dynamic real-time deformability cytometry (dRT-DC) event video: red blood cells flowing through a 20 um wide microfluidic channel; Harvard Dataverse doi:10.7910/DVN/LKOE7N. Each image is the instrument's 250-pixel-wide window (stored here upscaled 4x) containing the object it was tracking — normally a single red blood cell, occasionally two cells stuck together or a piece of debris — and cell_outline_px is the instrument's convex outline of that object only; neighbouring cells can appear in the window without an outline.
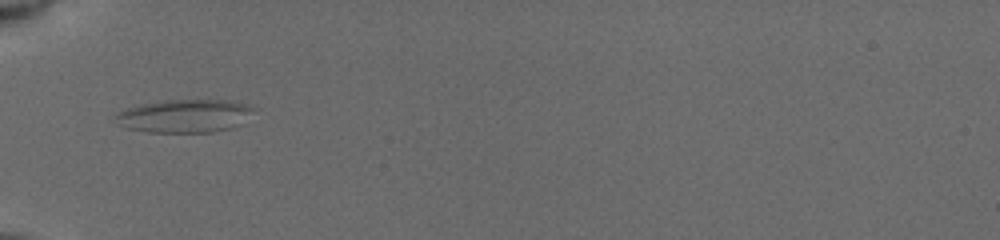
{"species": "common noctule bat (a hibernating species)", "species_latin": "Nyctalus noctula", "temperature_condition": "cold", "stored_images_in_passage": 35, "camera_frame_rate_fps": 3000, "um_per_image_px": 0.085, "animal": {"sex": "female", "body_mass_g": 19.5, "forearm_length_mm": 54.1}, "frame": {"image": 1, "passage_image": 1, "time_ms": 0.0, "image_size_px": [1000, 240], "cell_outline_px": [[252, 108], [240, 124], [232, 128], [212, 132], [148, 132], [128, 128], [112, 120], [112, 116], [116, 112], [124, 108], [140, 104], [160, 100], [236, 100], [248, 104]], "centroid_in_image_um": [15.59, 9.84], "position_along_channel_um": 69.4, "area_um2": 26.82}}
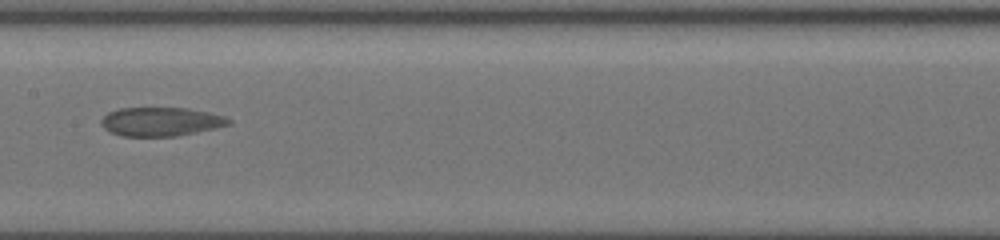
{"frame": {"image": 2, "passage_image": 11, "time_ms": 3.333, "image_size_px": [1000, 240], "cell_outline_px": [[232, 124], [216, 128], [176, 136], [120, 136], [104, 128], [100, 120], [108, 112], [120, 108], [188, 108], [208, 112], [224, 116], [232, 120]], "centroid_in_image_um": [13.69, 10.34], "position_along_channel_um": 193.7, "area_um2": 21.39}}
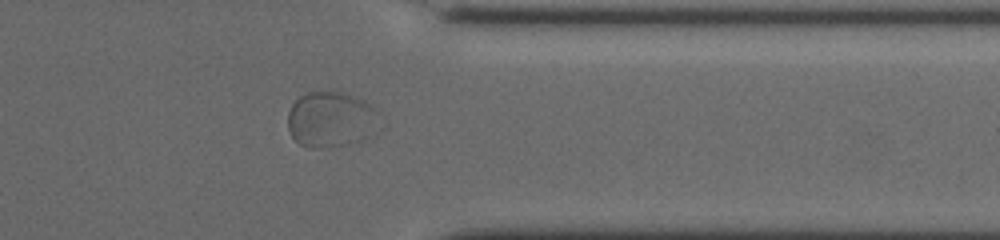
{"frame": {"image": 3, "passage_image": 26, "time_ms": 8.333, "image_size_px": [1000, 240], "cell_outline_px": [[380, 112], [360, 140], [348, 144], [320, 148], [308, 148], [300, 144], [292, 136], [288, 128], [288, 112], [292, 104], [300, 96], [308, 92], [344, 92], [360, 96]], "centroid_in_image_um": [28.04, 10.11], "position_along_channel_um": 383.4, "area_um2": 29.07}}